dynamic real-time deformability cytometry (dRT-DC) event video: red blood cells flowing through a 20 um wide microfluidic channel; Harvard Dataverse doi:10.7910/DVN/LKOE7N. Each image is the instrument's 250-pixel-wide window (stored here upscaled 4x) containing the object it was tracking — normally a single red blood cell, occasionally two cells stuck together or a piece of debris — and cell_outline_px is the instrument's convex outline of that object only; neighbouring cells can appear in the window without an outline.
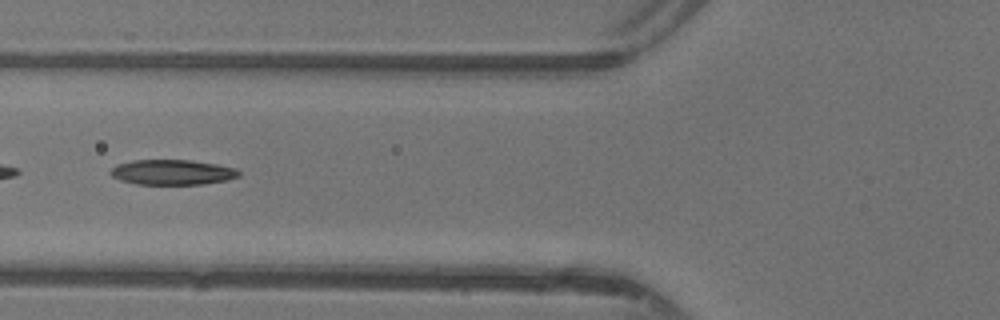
{"species": "common noctule bat (a hibernating species)", "species_latin": "Nyctalus noctula", "temperature_condition": "warm", "stored_images_in_passage": 48, "segment_of_instrument_passage": [2, 2], "camera_frame_rate_fps": 3000, "um_per_image_px": 0.085, "animal": {"sex": "female"}, "frame": {"image": 1, "passage_image": 19, "time_ms": 6.0, "image_size_px": [1000, 320], "cell_outline_px": [[240, 176], [228, 180], [204, 184], [136, 184], [120, 180], [112, 176], [108, 172], [116, 164], [132, 160], [192, 160], [216, 164], [236, 168], [240, 172]], "centroid_in_image_um": [14.64, 14.64], "position_along_channel_um": 111.2, "area_um2": 18.96}}
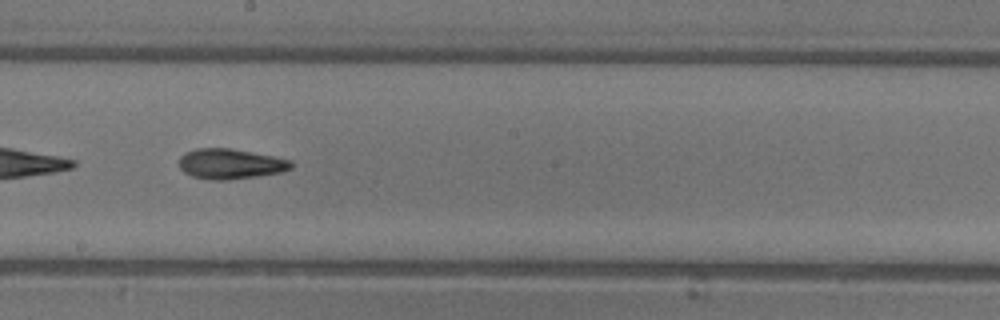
{"frame": {"image": 2, "passage_image": 27, "time_ms": 8.667, "image_size_px": [1000, 320], "cell_outline_px": [[292, 168], [280, 172], [256, 176], [224, 180], [212, 180], [192, 176], [184, 172], [180, 168], [180, 156], [184, 152], [196, 148], [228, 148], [272, 156], [292, 160]], "centroid_in_image_um": [19.55, 13.92], "position_along_channel_um": 228.6, "area_um2": 19.54}}
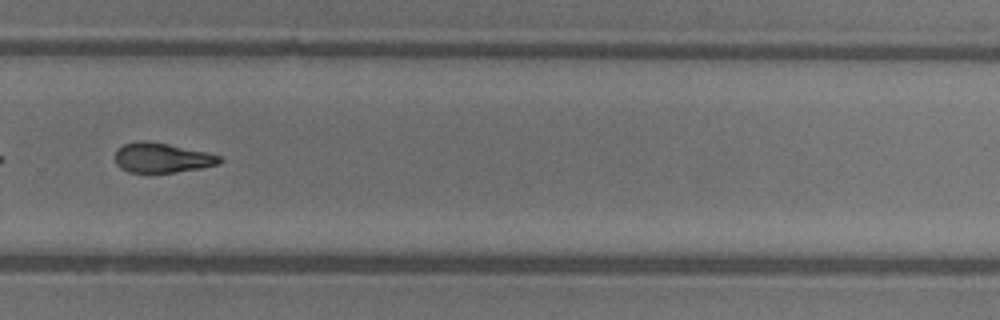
{"frame": {"image": 3, "passage_image": 33, "time_ms": 10.667, "image_size_px": [1000, 320], "cell_outline_px": [[224, 160], [220, 164], [200, 168], [176, 172], [148, 176], [128, 172], [120, 168], [116, 164], [116, 152], [124, 144], [136, 140], [148, 140], [168, 144], [204, 152], [220, 156]], "centroid_in_image_um": [13.73, 13.46], "position_along_channel_um": 316.1, "area_um2": 18.73}}